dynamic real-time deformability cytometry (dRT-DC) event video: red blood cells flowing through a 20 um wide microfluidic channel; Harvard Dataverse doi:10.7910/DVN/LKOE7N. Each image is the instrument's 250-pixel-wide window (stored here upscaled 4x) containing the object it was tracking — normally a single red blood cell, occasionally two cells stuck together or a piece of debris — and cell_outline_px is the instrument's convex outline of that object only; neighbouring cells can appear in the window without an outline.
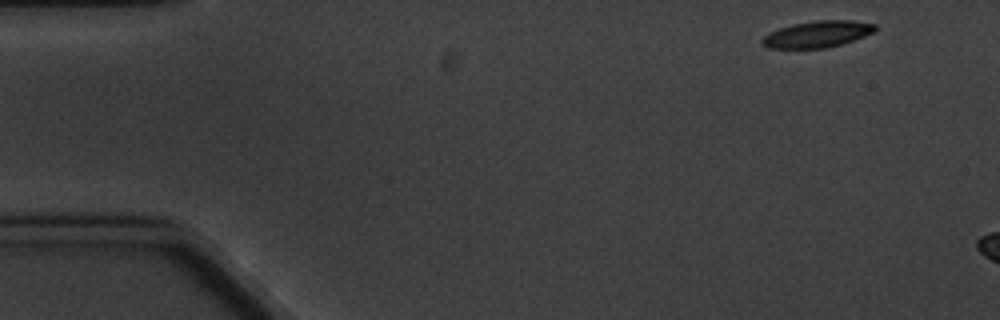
{"species": "common noctule bat (a hibernating species)", "species_latin": "Nyctalus noctula", "temperature_condition": "cold", "stored_images_in_passage": 4, "camera_frame_rate_fps": 3000, "um_per_image_px": 0.085, "animal": {"sex": "male", "body_mass_g": 20.1, "forearm_length_mm": 53.5}, "frame": {"image": 1, "passage_image": 1, "time_ms": 0.0, "image_size_px": [1000, 320], "cell_outline_px": [[876, 32], [828, 48], [768, 48], [760, 44], [760, 40], [768, 32], [792, 24], [816, 20], [852, 20], [876, 24]], "centroid_in_image_um": [69.46, 2.9], "position_along_channel_um": 15.5, "area_um2": 17.57}}